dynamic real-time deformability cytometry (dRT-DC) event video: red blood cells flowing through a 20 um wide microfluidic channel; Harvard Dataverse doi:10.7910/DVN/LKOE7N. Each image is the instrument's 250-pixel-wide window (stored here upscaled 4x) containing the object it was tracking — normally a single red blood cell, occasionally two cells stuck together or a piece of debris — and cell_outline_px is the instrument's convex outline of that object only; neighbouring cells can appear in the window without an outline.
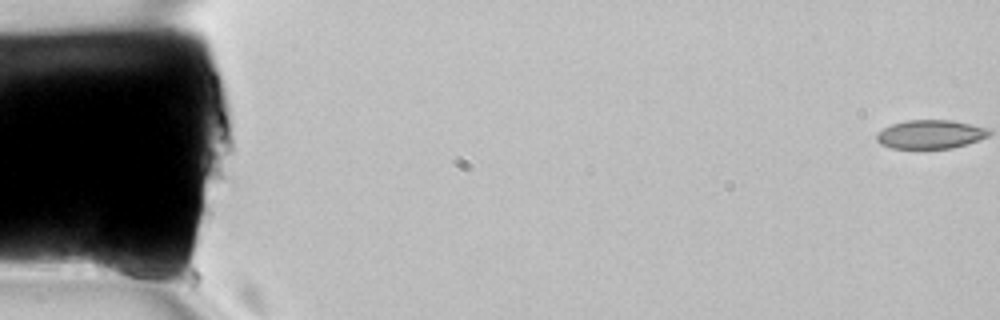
{"species": "common noctule bat (a hibernating species)", "species_latin": "Nyctalus noctula", "temperature_condition": "room temperature", "stored_images_in_passage": 2, "camera_frame_rate_fps": 3000, "um_per_image_px": 0.085, "animal": {"sex": "female", "body_mass_g": 22.7, "forearm_length_mm": 54.2}, "frame": {"image": 1, "passage_image": 1, "time_ms": 0.0, "image_size_px": [1000, 320], "cell_outline_px": [[160, 276], [148, 288], [96, 272], [92, 264], [92, 256], [96, 244], [136, 256], [144, 260]], "centroid_in_image_um": [10.47, 22.66], "position_along_channel_um": 74.5, "area_um2": 12.02}}